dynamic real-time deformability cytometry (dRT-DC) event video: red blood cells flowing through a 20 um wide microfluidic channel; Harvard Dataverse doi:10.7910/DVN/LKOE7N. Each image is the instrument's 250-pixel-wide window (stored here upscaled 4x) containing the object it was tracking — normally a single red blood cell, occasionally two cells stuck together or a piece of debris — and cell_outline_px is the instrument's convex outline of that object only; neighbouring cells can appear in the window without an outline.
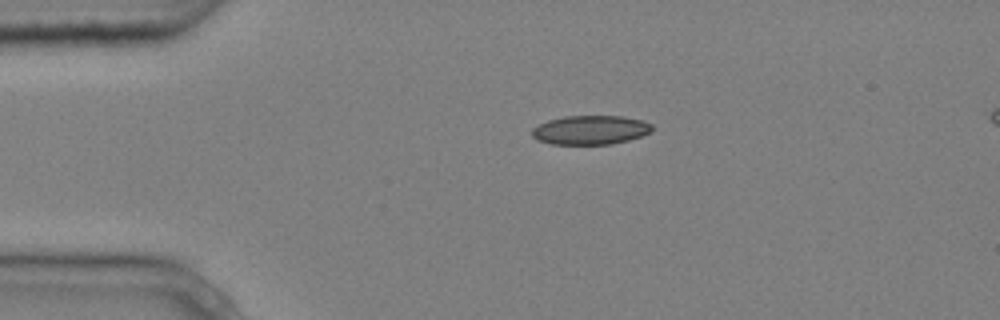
{"species": "common noctule bat (a hibernating species)", "species_latin": "Nyctalus noctula", "temperature_condition": "cold", "stored_images_in_passage": 4, "camera_frame_rate_fps": 3000, "um_per_image_px": 0.085, "animal": {"sex": "male", "body_mass_g": 20.4}, "frame": {"image": 1, "passage_image": 4, "time_ms": 1.0, "image_size_px": [1000, 320], "cell_outline_px": [[652, 132], [628, 140], [612, 144], [552, 144], [536, 140], [532, 136], [532, 128], [548, 120], [564, 116], [624, 116], [644, 120], [652, 124]], "centroid_in_image_um": [50.2, 11.04], "position_along_channel_um": 34.8, "area_um2": 20.46}}